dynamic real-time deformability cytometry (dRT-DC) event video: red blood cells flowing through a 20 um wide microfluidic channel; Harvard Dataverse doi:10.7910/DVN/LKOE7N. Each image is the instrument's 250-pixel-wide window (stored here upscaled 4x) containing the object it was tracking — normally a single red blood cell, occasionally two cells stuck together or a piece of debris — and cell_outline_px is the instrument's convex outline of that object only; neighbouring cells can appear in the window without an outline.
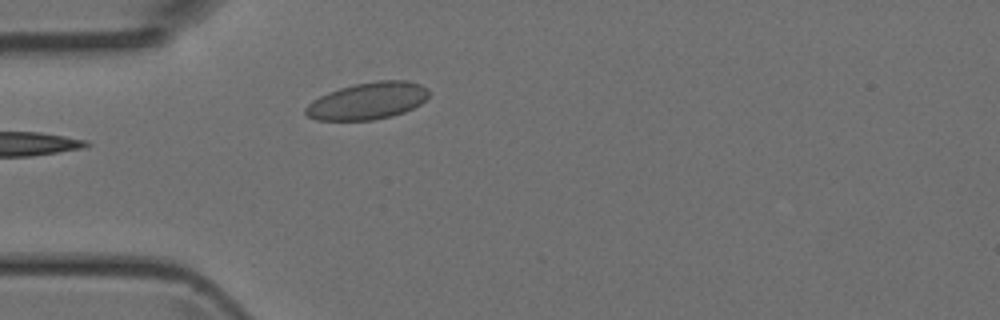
{"species": "Egyptian fruit bat (a non-hibernating species)", "species_latin": "Rousettus aegyptiacus", "temperature_condition": "room temperature", "stored_images_in_passage": 22, "camera_frame_rate_fps": 3000, "um_per_image_px": 0.085, "animal": {"sex": "female"}, "frame": {"image": 1, "passage_image": 1, "time_ms": 0.0, "image_size_px": [1000, 320], "cell_outline_px": [[428, 96], [420, 104], [404, 112], [392, 116], [372, 120], [316, 120], [308, 116], [304, 112], [304, 108], [312, 100], [328, 92], [340, 88], [356, 84], [376, 80], [408, 80], [420, 84], [428, 88]], "centroid_in_image_um": [31.24, 8.57], "position_along_channel_um": 53.8, "area_um2": 26.59}}